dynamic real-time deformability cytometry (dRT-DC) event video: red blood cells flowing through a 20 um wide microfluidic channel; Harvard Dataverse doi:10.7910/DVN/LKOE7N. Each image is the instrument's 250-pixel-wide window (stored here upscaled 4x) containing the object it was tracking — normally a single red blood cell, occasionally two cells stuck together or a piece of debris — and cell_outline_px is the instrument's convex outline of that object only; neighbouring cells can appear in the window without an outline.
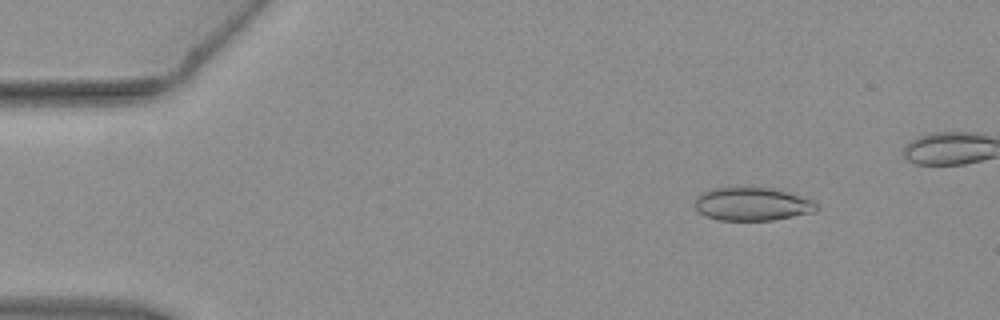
{"species": "common noctule bat (a hibernating species)", "species_latin": "Nyctalus noctula", "temperature_condition": "warm", "stored_images_in_passage": 49, "camera_frame_rate_fps": 3000, "um_per_image_px": 0.085, "animal": {"sex": "female", "body_mass_g": 19.3, "forearm_length_mm": 54.1}, "frame": {"image": 1, "passage_image": 7, "time_ms": 2.0, "image_size_px": [1000, 320], "cell_outline_px": [[816, 208], [812, 212], [772, 220], [720, 220], [704, 216], [692, 204], [696, 196], [700, 192], [716, 188], [772, 188], [800, 196], [812, 200], [816, 204]], "centroid_in_image_um": [63.85, 17.35], "position_along_channel_um": 21.2, "area_um2": 23.29}}
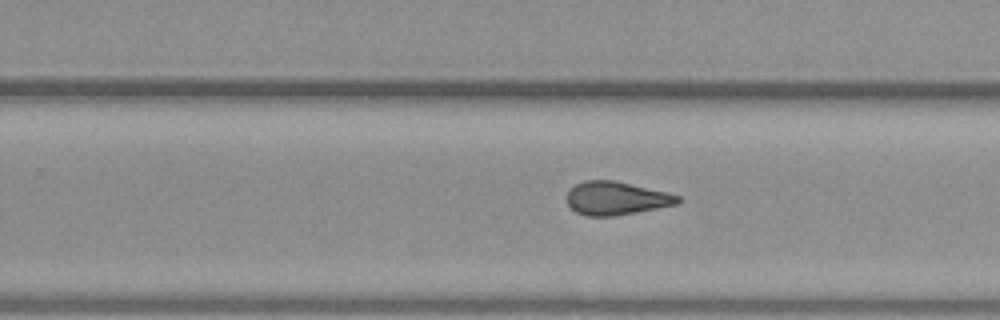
{"frame": {"image": 2, "passage_image": 34, "time_ms": 11.0, "image_size_px": [1000, 320], "cell_outline_px": [[680, 204], [616, 216], [588, 216], [576, 212], [568, 204], [568, 192], [576, 184], [584, 180], [612, 180], [668, 192], [680, 196]], "centroid_in_image_um": [52.42, 16.86], "position_along_channel_um": 277.4, "area_um2": 21.5}}
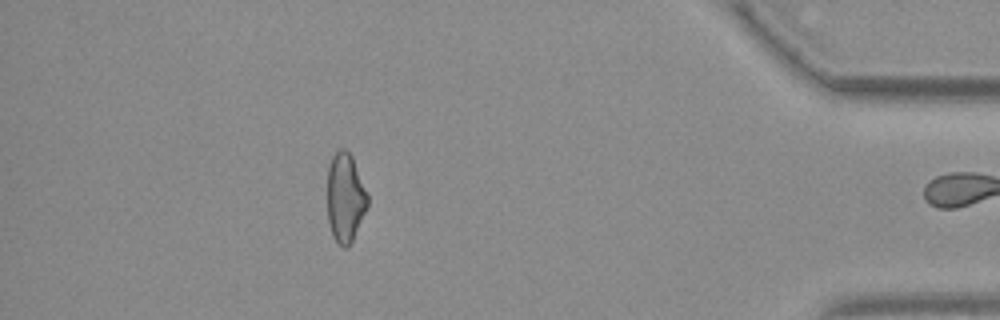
{"frame": {"image": 3, "passage_image": 48, "time_ms": 15.667, "image_size_px": [1000, 320], "cell_outline_px": [[368, 204], [352, 240], [348, 248], [344, 248], [332, 236], [328, 220], [328, 164], [332, 156], [340, 148], [344, 148], [352, 156], [368, 196]], "centroid_in_image_um": [29.33, 16.78], "position_along_channel_um": 405.9, "area_um2": 20.63}, "authors_computed_cell_mechanics": {"area_um2": 22.4842, "velocity_mm_per_s": 3.8309, "shape_relaxation_time_tau1_ms": null, "shape_relaxation_time_tau2_ms": 1.7649, "deformation_change_tau1": null, "deformation_change_tau2": 0.1043}}